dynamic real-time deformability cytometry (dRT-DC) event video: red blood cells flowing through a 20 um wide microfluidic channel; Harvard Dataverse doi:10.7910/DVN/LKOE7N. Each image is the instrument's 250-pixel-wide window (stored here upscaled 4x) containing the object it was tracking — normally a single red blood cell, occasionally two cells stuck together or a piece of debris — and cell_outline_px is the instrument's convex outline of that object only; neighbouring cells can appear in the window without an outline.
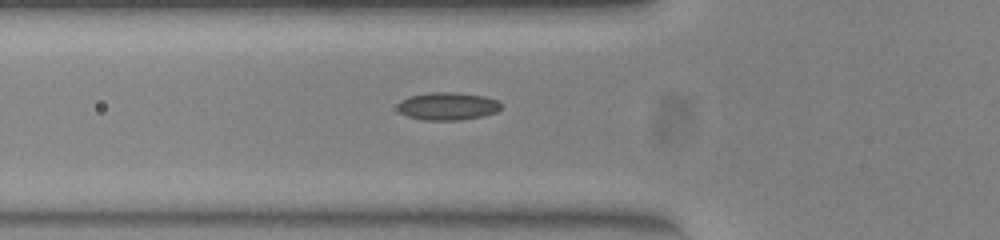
{"species": "common noctule bat (a hibernating species)", "species_latin": "Nyctalus noctula", "temperature_condition": "warm", "stored_images_in_passage": 33, "camera_frame_rate_fps": 3000, "um_per_image_px": 0.085, "animal": {"sex": "female", "body_mass_g": 23.0, "forearm_length_mm": 53.4}, "frame": {"image": 1, "passage_image": 2, "time_ms": 0.333, "image_size_px": [1000, 240], "cell_outline_px": [[500, 108], [496, 112], [484, 116], [460, 120], [424, 120], [408, 116], [400, 112], [396, 108], [396, 104], [400, 100], [408, 96], [432, 92], [456, 92], [484, 96], [496, 100], [500, 104]], "centroid_in_image_um": [38.0, 9.02], "position_along_channel_um": 87.8, "area_um2": 16.82}}
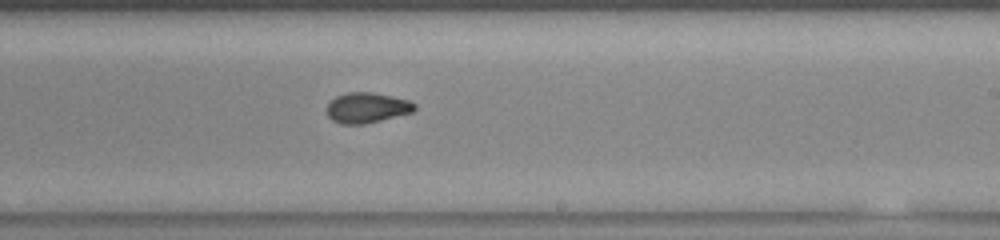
{"frame": {"image": 2, "passage_image": 15, "time_ms": 4.667, "image_size_px": [1000, 240], "cell_outline_px": [[416, 108], [412, 112], [364, 124], [340, 124], [332, 120], [328, 116], [324, 108], [336, 96], [348, 92], [372, 92], [392, 96], [408, 100], [416, 104]], "centroid_in_image_um": [31.15, 9.15], "position_along_channel_um": 257.9, "area_um2": 15.55}}
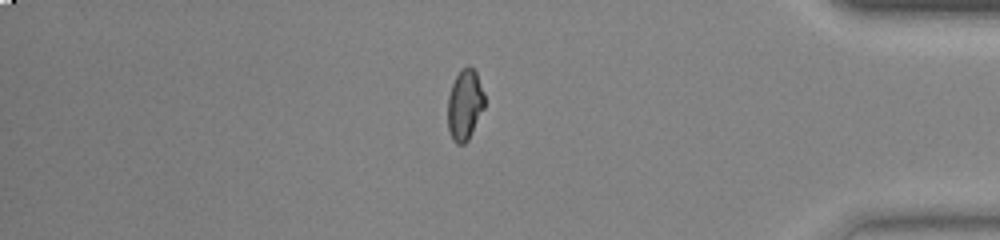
{"frame": {"image": 3, "passage_image": 28, "time_ms": 9.0, "image_size_px": [1000, 240], "cell_outline_px": [[484, 108], [468, 140], [464, 144], [456, 144], [452, 140], [448, 128], [448, 96], [452, 84], [460, 68], [468, 64], [476, 72], [484, 92]], "centroid_in_image_um": [39.5, 8.89], "position_along_channel_um": 395.7, "area_um2": 15.26}}